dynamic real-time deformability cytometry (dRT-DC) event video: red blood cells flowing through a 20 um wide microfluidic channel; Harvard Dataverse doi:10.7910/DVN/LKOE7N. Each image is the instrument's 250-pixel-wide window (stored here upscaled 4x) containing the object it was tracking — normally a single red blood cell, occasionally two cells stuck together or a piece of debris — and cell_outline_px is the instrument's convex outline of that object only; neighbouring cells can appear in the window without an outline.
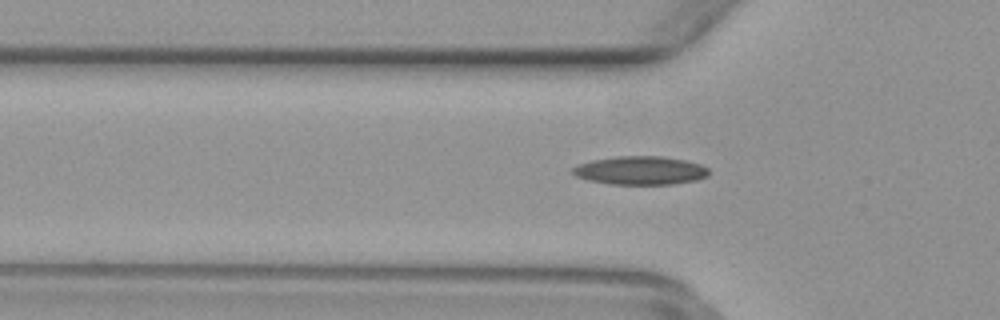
{"species": "common noctule bat (a hibernating species)", "species_latin": "Nyctalus noctula", "temperature_condition": "warm", "stored_images_in_passage": 50, "camera_frame_rate_fps": 3000, "um_per_image_px": 0.085, "animal": {"sex": "female", "body_mass_g": 29.2, "forearm_length_mm": 56.3}, "frame": {"image": 1, "passage_image": 16, "time_ms": 5.0, "image_size_px": [1000, 320], "cell_outline_px": [[708, 176], [696, 180], [672, 184], [612, 184], [588, 180], [576, 176], [572, 172], [572, 168], [580, 164], [592, 160], [616, 156], [660, 156], [684, 160], [700, 164], [708, 168]], "centroid_in_image_um": [54.43, 14.49], "position_along_channel_um": 71.4, "area_um2": 22.43}}
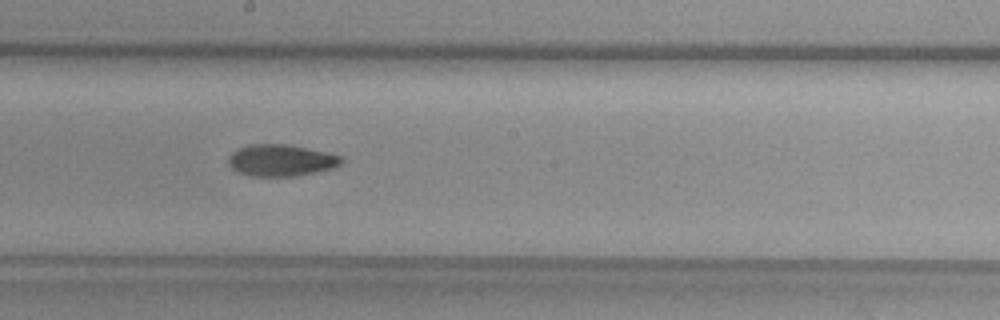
{"frame": {"image": 2, "passage_image": 27, "time_ms": 8.667, "image_size_px": [1000, 320], "cell_outline_px": [[344, 160], [340, 164], [332, 168], [316, 172], [292, 176], [248, 176], [232, 168], [228, 164], [228, 156], [232, 152], [248, 144], [284, 144], [324, 152], [340, 156]], "centroid_in_image_um": [23.84, 13.63], "position_along_channel_um": 224.4, "area_um2": 20.58}}
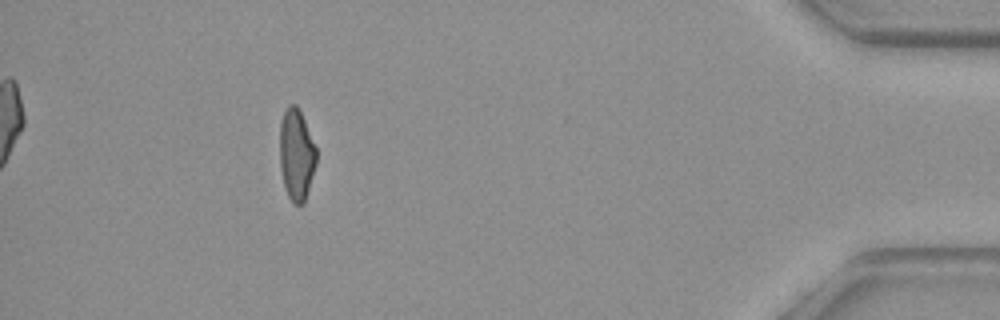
{"frame": {"image": 3, "passage_image": 45, "time_ms": 14.667, "image_size_px": [1000, 320], "cell_outline_px": [[316, 164], [304, 204], [296, 204], [288, 196], [284, 184], [280, 168], [280, 124], [284, 112], [288, 104], [296, 104], [304, 120], [316, 148]], "centroid_in_image_um": [25.19, 13.14], "position_along_channel_um": 410.0, "area_um2": 19.25}}